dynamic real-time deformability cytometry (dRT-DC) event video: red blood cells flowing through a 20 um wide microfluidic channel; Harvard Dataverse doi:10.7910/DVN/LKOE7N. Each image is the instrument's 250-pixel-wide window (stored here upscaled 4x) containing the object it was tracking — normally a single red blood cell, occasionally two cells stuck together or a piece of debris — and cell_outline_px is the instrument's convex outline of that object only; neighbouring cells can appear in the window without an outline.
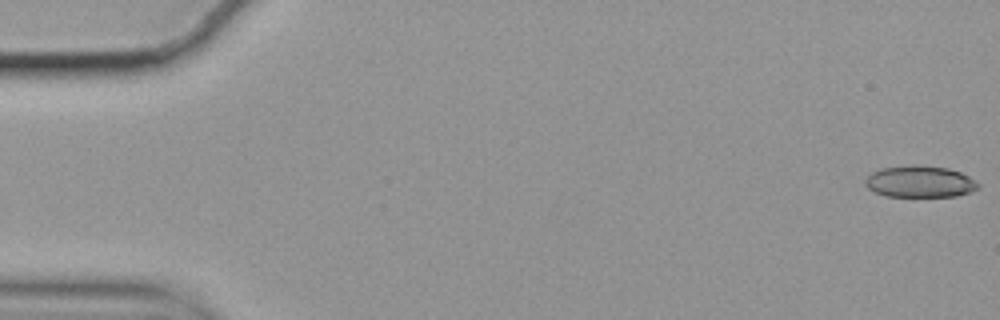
{"species": "common noctule bat (a hibernating species)", "species_latin": "Nyctalus noctula", "temperature_condition": "cold", "stored_images_in_passage": 52, "camera_frame_rate_fps": 3000, "um_per_image_px": 0.085, "animal": {"sex": "female", "body_mass_g": 19.9}, "frame": {"image": 1, "passage_image": 1, "time_ms": 0.0, "image_size_px": [1000, 320], "cell_outline_px": [[980, 188], [956, 196], [888, 196], [876, 192], [868, 188], [864, 184], [864, 180], [872, 172], [880, 168], [912, 164], [916, 164], [948, 168], [960, 172], [968, 176], [980, 184]], "centroid_in_image_um": [78.18, 15.42], "position_along_channel_um": 6.8, "area_um2": 20.87}}
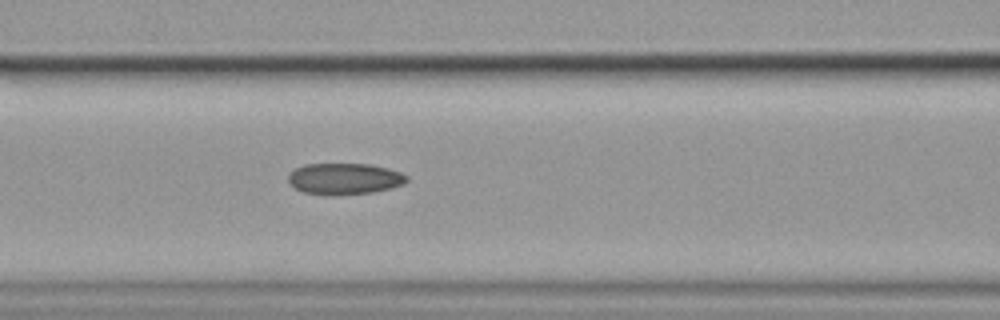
{"frame": {"image": 2, "passage_image": 24, "time_ms": 7.667, "image_size_px": [1000, 320], "cell_outline_px": [[408, 180], [404, 184], [372, 192], [332, 196], [328, 196], [304, 192], [296, 188], [288, 180], [288, 172], [304, 164], [372, 164], [388, 168], [400, 172], [408, 176]], "centroid_in_image_um": [29.27, 15.19], "position_along_channel_um": 137.3, "area_um2": 21.73}}
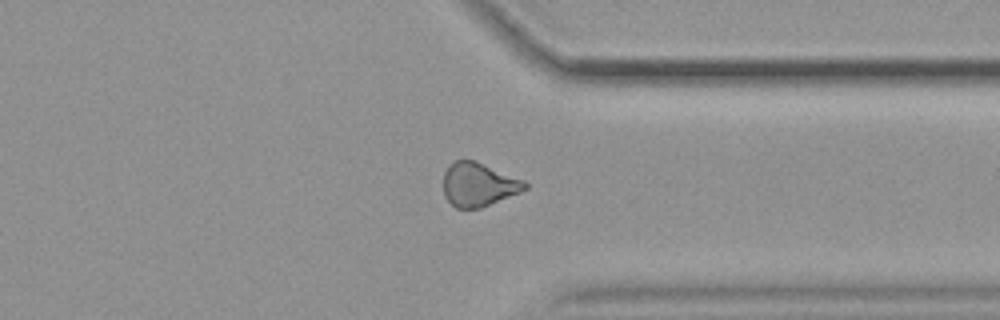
{"frame": {"image": 3, "passage_image": 44, "time_ms": 14.333, "image_size_px": [1000, 320], "cell_outline_px": [[528, 188], [520, 192], [480, 208], [456, 208], [444, 196], [444, 172], [448, 164], [452, 160], [472, 160], [524, 180], [528, 184]], "centroid_in_image_um": [40.65, 15.68], "position_along_channel_um": 370.7, "area_um2": 20.58}}